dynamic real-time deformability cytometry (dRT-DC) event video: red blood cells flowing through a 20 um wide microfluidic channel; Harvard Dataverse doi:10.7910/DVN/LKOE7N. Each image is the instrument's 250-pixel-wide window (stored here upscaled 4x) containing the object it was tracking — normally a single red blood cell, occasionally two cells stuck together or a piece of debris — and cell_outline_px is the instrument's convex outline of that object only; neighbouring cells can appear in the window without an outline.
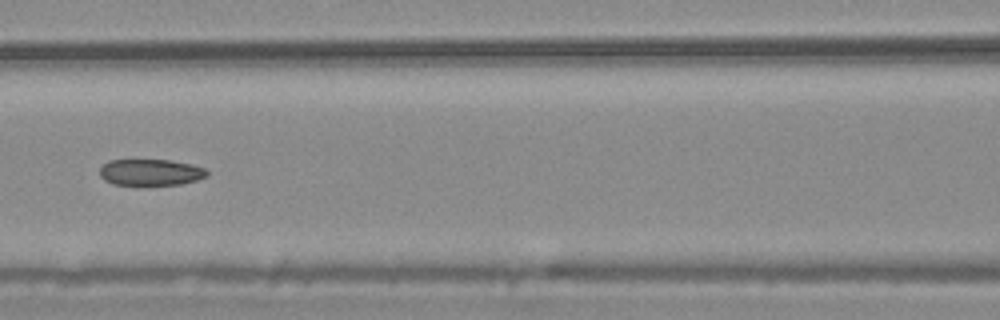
{"species": "common noctule bat (a hibernating species)", "species_latin": "Nyctalus noctula", "temperature_condition": "warm", "stored_images_in_passage": 9, "camera_frame_rate_fps": 3000, "um_per_image_px": 0.085, "animal": {"sex": "male", "body_mass_g": 20.4}, "frame": {"image": 1, "passage_image": 6, "time_ms": 1.667, "image_size_px": [1000, 320], "cell_outline_px": [[208, 176], [196, 180], [180, 184], [112, 184], [104, 180], [100, 176], [100, 168], [108, 160], [172, 160], [192, 164], [204, 168], [208, 172]], "centroid_in_image_um": [12.81, 14.63], "position_along_channel_um": 153.8, "area_um2": 16.36}}
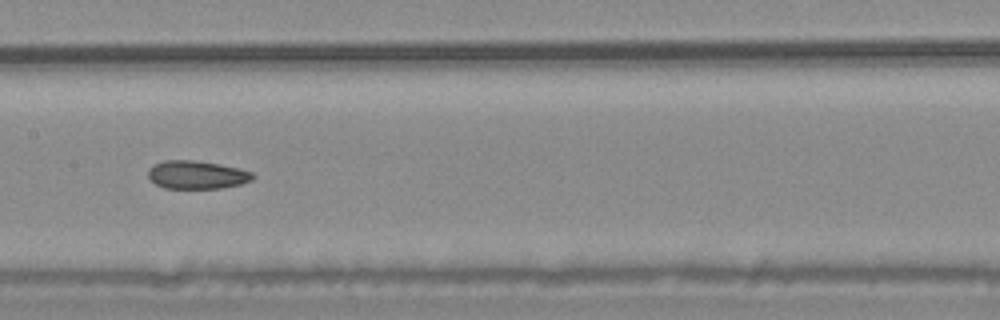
{"frame": {"image": 2, "passage_image": 7, "time_ms": 2.0, "image_size_px": [1000, 320], "cell_outline_px": [[256, 176], [252, 180], [240, 184], [220, 188], [164, 188], [156, 184], [148, 176], [148, 168], [164, 160], [192, 160], [220, 164], [240, 168], [252, 172]], "centroid_in_image_um": [16.75, 14.85], "position_along_channel_um": 190.6, "area_um2": 17.17}}
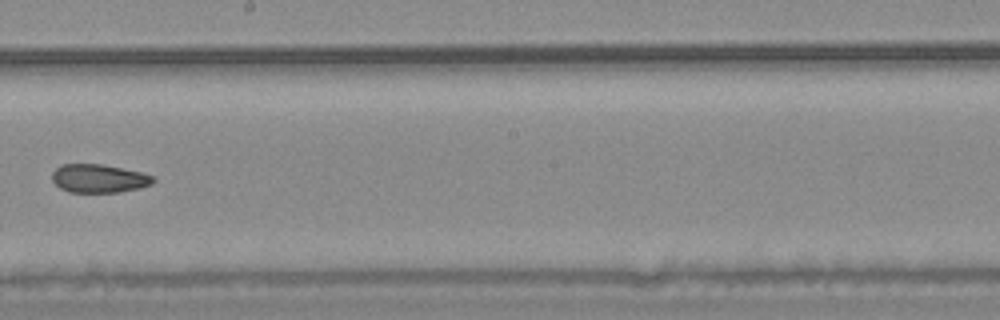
{"frame": {"image": 3, "passage_image": 8, "time_ms": 2.333, "image_size_px": [1000, 320], "cell_outline_px": [[156, 180], [152, 184], [140, 188], [120, 192], [68, 192], [60, 188], [52, 180], [52, 172], [60, 164], [100, 164], [144, 172], [156, 176]], "centroid_in_image_um": [8.45, 15.16], "position_along_channel_um": 239.8, "area_um2": 16.99}}